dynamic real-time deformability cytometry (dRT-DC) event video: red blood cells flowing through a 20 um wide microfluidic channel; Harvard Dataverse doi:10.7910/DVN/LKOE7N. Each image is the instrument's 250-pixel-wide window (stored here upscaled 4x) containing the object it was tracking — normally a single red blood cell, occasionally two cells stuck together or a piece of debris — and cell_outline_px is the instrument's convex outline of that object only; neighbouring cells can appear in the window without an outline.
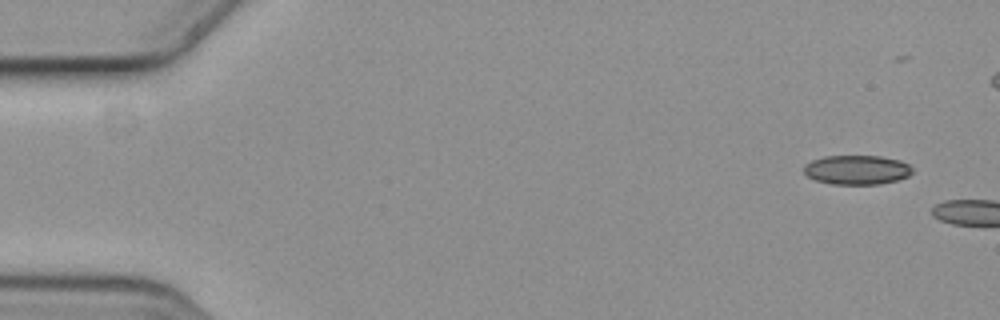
{"species": "common noctule bat (a hibernating species)", "species_latin": "Nyctalus noctula", "temperature_condition": "cold", "stored_images_in_passage": 2, "camera_frame_rate_fps": 3000, "um_per_image_px": 0.085, "animal": {"sex": "female", "body_mass_g": 19.3, "forearm_length_mm": 54.1}, "frame": {"image": 1, "passage_image": 1, "time_ms": 0.0, "image_size_px": [1000, 320], "cell_outline_px": [[912, 172], [908, 176], [896, 180], [880, 184], [832, 184], [816, 180], [808, 176], [804, 172], [804, 164], [812, 160], [824, 156], [880, 156], [900, 160], [908, 164], [912, 168]], "centroid_in_image_um": [72.83, 14.43], "position_along_channel_um": 12.2, "area_um2": 18.5}}